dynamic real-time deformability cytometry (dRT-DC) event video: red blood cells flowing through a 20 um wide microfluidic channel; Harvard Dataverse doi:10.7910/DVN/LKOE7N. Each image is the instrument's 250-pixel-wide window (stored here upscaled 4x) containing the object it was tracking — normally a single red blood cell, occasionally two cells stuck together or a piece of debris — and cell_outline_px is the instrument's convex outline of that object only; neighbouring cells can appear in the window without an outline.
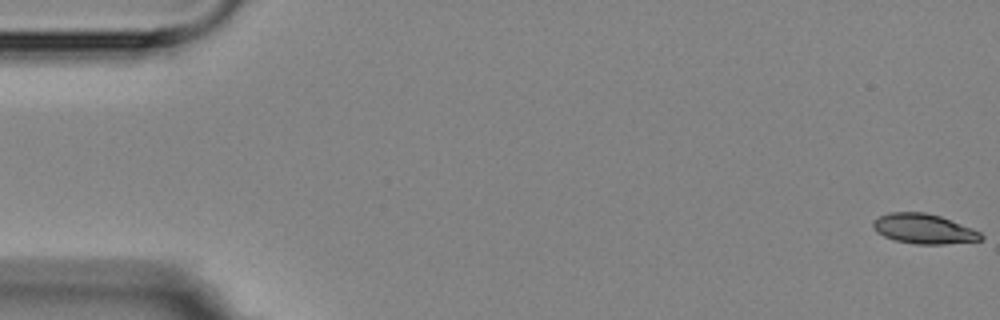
{"species": "Egyptian fruit bat (a non-hibernating species)", "species_latin": "Rousettus aegyptiacus", "temperature_condition": "room temperature", "stored_images_in_passage": 6, "camera_frame_rate_fps": 3000, "um_per_image_px": 0.085, "animal": {"sex": "female"}, "frame": {"image": 1, "passage_image": 1, "time_ms": 0.0, "image_size_px": [1000, 320], "cell_outline_px": [[984, 236], [980, 240], [944, 244], [916, 244], [896, 240], [884, 236], [876, 232], [872, 228], [872, 220], [880, 216], [892, 212], [924, 212], [940, 216], [972, 228], [980, 232]], "centroid_in_image_um": [78.49, 19.44], "position_along_channel_um": 6.5, "area_um2": 18.67}}
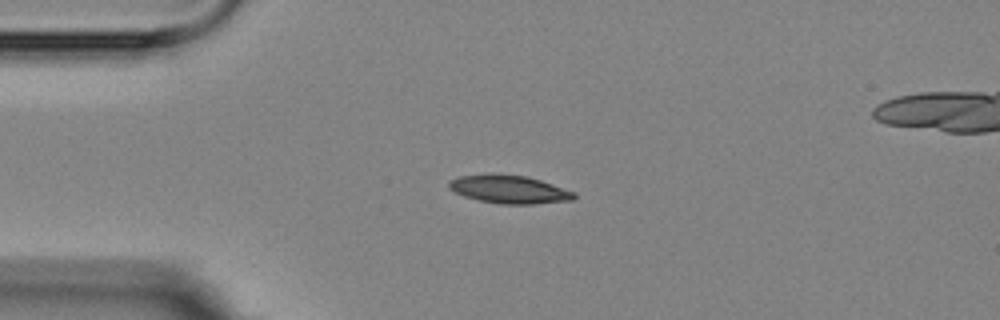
{"frame": {"image": 2, "passage_image": 5, "time_ms": 4.333, "image_size_px": [1000, 320], "cell_outline_px": [[576, 196], [572, 200], [532, 204], [500, 204], [480, 200], [464, 196], [448, 188], [448, 180], [460, 176], [524, 176], [540, 180], [576, 192]], "centroid_in_image_um": [43.32, 16.13], "position_along_channel_um": 41.7, "area_um2": 19.77}}